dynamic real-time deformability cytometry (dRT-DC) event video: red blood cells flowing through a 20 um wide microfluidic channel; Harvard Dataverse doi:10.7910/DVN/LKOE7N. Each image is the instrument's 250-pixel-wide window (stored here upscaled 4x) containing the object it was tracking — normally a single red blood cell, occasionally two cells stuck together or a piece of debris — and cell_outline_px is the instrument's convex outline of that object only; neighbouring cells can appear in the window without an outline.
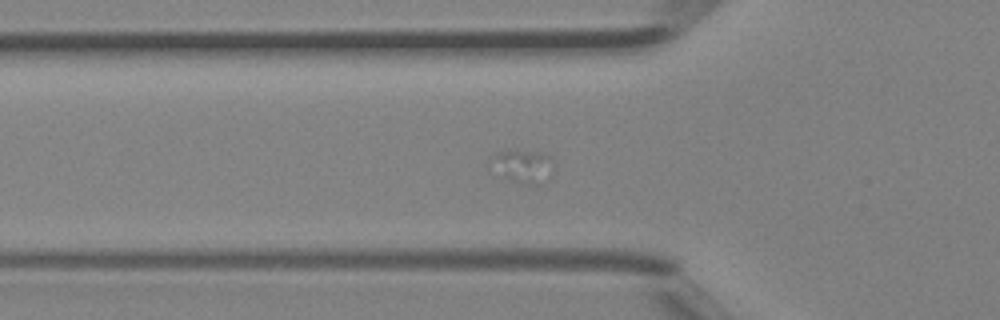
{"species": "Egyptian fruit bat (a non-hibernating species)", "species_latin": "Rousettus aegyptiacus", "temperature_condition": "room temperature", "stored_images_in_passage": 19, "camera_frame_rate_fps": 3000, "um_per_image_px": 0.085, "animal": {"sex": "female"}, "frame": {"image": 1, "passage_image": 13, "time_ms": 4.0, "image_size_px": [1000, 320], "cell_outline_px": [[552, 168], [540, 184], [524, 184], [508, 180], [488, 168], [488, 160], [492, 152], [508, 148], [516, 148], [544, 152], [552, 160]], "centroid_in_image_um": [44.26, 14.04], "position_along_channel_um": 81.5, "area_um2": 12.95}}